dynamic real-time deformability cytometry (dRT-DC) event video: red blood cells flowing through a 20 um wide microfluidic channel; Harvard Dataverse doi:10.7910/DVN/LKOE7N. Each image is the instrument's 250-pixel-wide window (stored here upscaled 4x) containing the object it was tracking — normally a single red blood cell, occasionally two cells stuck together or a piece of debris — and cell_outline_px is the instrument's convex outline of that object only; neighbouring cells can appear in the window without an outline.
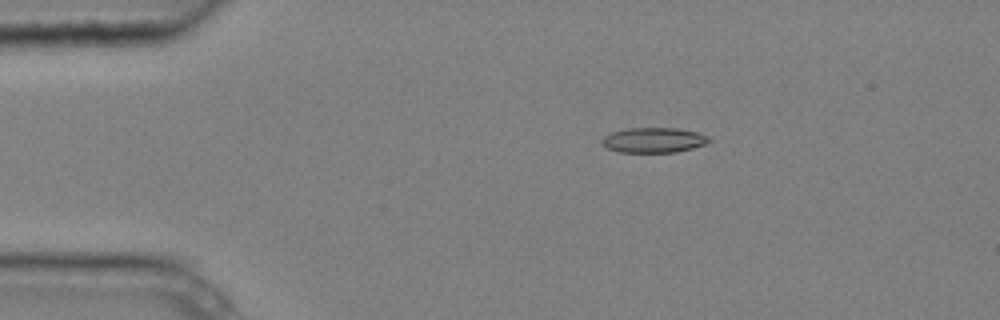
{"species": "common noctule bat (a hibernating species)", "species_latin": "Nyctalus noctula", "temperature_condition": "cold", "stored_images_in_passage": 7, "camera_frame_rate_fps": 3000, "um_per_image_px": 0.085, "animal": {"sex": "male", "body_mass_g": 20.4}, "frame": {"image": 1, "passage_image": 3, "time_ms": 0.667, "image_size_px": [1000, 320], "cell_outline_px": [[712, 140], [704, 144], [692, 148], [676, 152], [620, 152], [604, 148], [600, 144], [600, 140], [604, 136], [612, 132], [628, 128], [676, 128], [696, 132], [708, 136]], "centroid_in_image_um": [55.5, 11.91], "position_along_channel_um": 29.5, "area_um2": 15.72}}
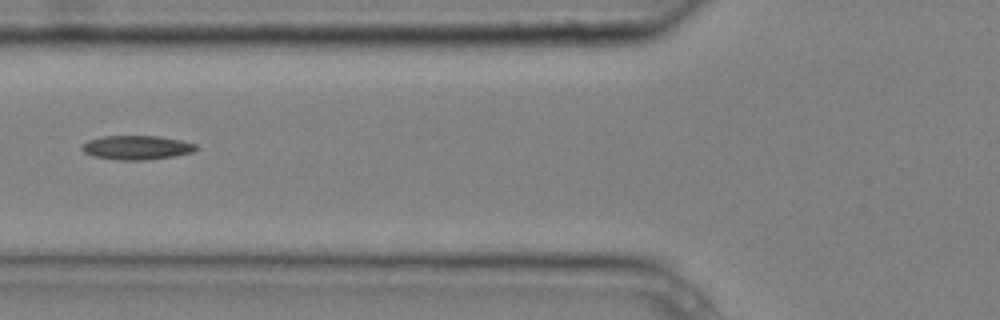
{"frame": {"image": 2, "passage_image": 6, "time_ms": 1.667, "image_size_px": [1000, 320], "cell_outline_px": [[196, 148], [192, 152], [172, 156], [144, 160], [120, 160], [92, 156], [84, 152], [80, 148], [80, 144], [88, 140], [104, 136], [160, 136], [180, 140], [196, 144]], "centroid_in_image_um": [11.55, 12.53], "position_along_channel_um": 114.2, "area_um2": 15.95}}
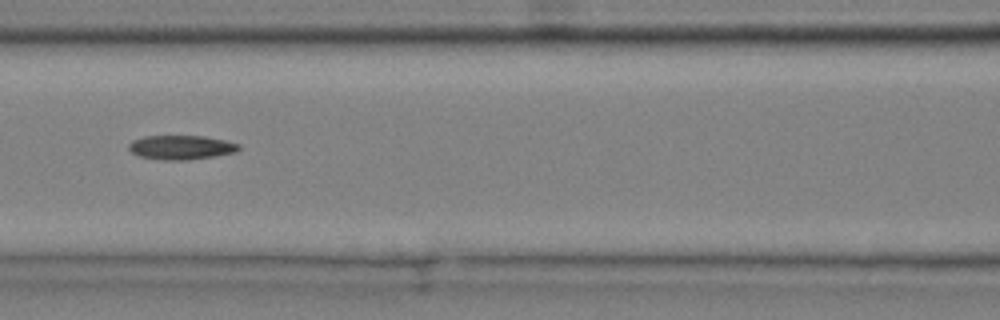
{"frame": {"image": 3, "passage_image": 7, "time_ms": 2.0, "image_size_px": [1000, 320], "cell_outline_px": [[240, 148], [236, 152], [188, 160], [164, 160], [140, 156], [132, 152], [128, 148], [128, 144], [132, 140], [144, 136], [204, 136], [224, 140], [240, 144]], "centroid_in_image_um": [15.38, 12.52], "position_along_channel_um": 151.2, "area_um2": 15.43}}